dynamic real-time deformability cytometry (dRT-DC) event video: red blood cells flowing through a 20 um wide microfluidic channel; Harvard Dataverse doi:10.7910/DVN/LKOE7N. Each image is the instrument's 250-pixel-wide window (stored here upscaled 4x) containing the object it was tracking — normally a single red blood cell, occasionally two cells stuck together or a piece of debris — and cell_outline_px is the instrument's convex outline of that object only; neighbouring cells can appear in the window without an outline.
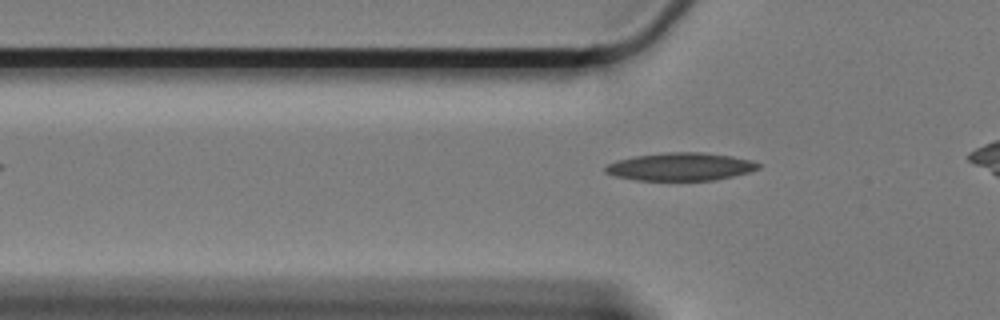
{"species": "Egyptian fruit bat (a non-hibernating species)", "species_latin": "Rousettus aegyptiacus", "temperature_condition": "cold", "stored_images_in_passage": 37, "camera_frame_rate_fps": 3000, "um_per_image_px": 0.085, "animal": {"sex": "female"}, "frame": {"image": 1, "passage_image": 4, "time_ms": 1.0, "image_size_px": [1000, 320], "cell_outline_px": [[760, 168], [748, 172], [716, 180], [636, 180], [616, 176], [604, 172], [604, 168], [608, 164], [616, 160], [636, 156], [664, 152], [700, 152], [732, 156], [752, 160], [760, 164]], "centroid_in_image_um": [57.84, 14.16], "position_along_channel_um": 68.0, "area_um2": 24.8}}
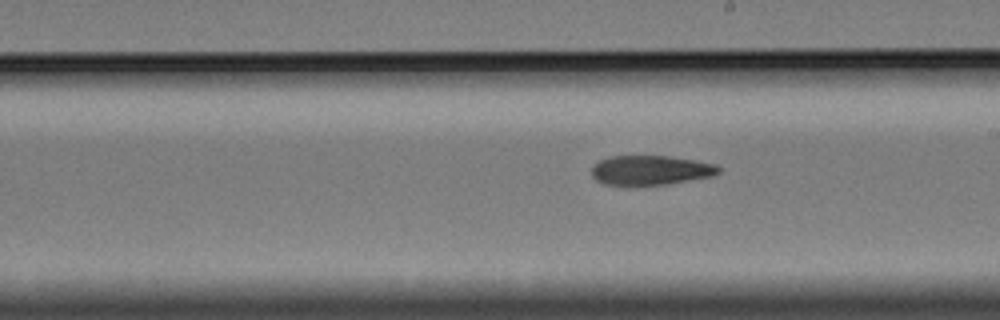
{"frame": {"image": 2, "passage_image": 19, "time_ms": 6.0, "image_size_px": [1000, 320], "cell_outline_px": [[720, 172], [712, 176], [668, 184], [604, 184], [596, 180], [592, 176], [592, 168], [600, 160], [612, 156], [668, 156], [696, 160], [716, 164], [720, 168]], "centroid_in_image_um": [55.34, 14.45], "position_along_channel_um": 233.7, "area_um2": 21.56}}
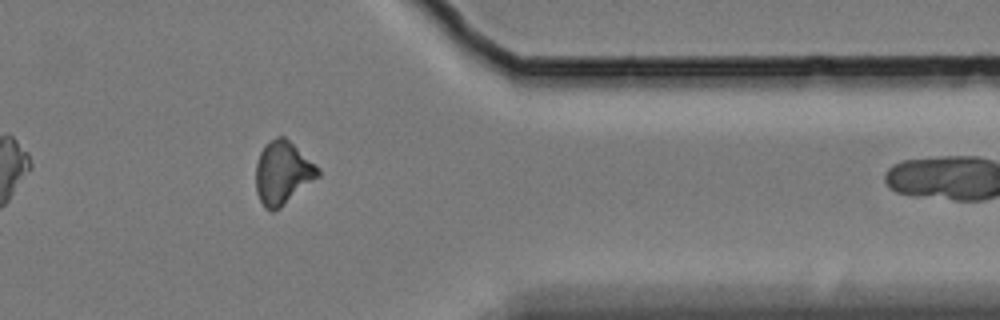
{"frame": {"image": 3, "passage_image": 34, "time_ms": 11.0, "image_size_px": [1000, 320], "cell_outline_px": [[320, 176], [280, 208], [272, 212], [264, 208], [256, 192], [256, 164], [260, 152], [264, 144], [268, 140], [276, 136], [284, 136], [320, 168]], "centroid_in_image_um": [24.02, 14.69], "position_along_channel_um": 387.4, "area_um2": 23.0}}